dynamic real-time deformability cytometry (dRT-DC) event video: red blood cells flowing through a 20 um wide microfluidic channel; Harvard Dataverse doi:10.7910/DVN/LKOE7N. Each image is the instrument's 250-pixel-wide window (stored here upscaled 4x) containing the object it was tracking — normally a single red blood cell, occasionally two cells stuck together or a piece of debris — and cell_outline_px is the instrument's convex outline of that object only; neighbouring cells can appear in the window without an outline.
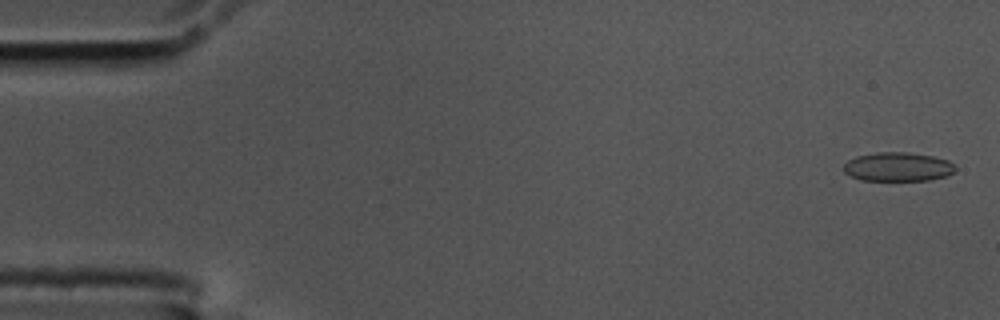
{"species": "common noctule bat (a hibernating species)", "species_latin": "Nyctalus noctula", "temperature_condition": "cold", "stored_images_in_passage": 56, "camera_frame_rate_fps": 3000, "um_per_image_px": 0.085, "animal": {"sex": "male", "body_mass_g": 17.5, "forearm_length_mm": 52.3}, "frame": {"image": 1, "passage_image": 2, "time_ms": 0.333, "image_size_px": [1000, 320], "cell_outline_px": [[956, 168], [948, 176], [928, 180], [860, 180], [844, 172], [844, 164], [848, 160], [856, 156], [876, 152], [908, 152], [932, 156], [948, 160]], "centroid_in_image_um": [76.31, 14.17], "position_along_channel_um": 8.7, "area_um2": 18.79}}
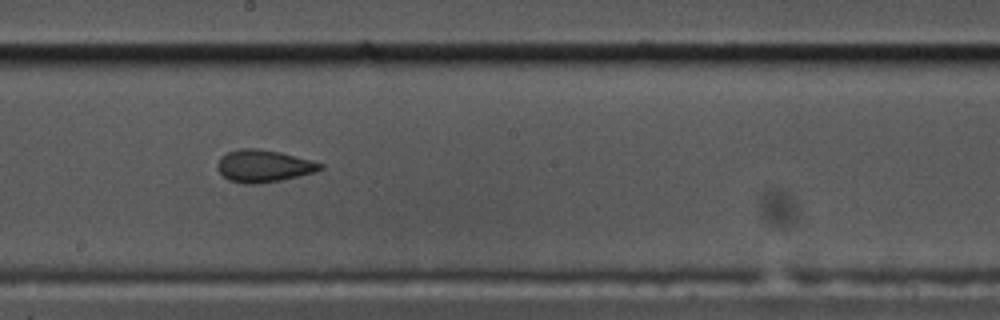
{"frame": {"image": 2, "passage_image": 31, "time_ms": 10.0, "image_size_px": [1000, 320], "cell_outline_px": [[324, 168], [316, 172], [280, 180], [256, 184], [244, 184], [228, 180], [216, 168], [216, 164], [220, 156], [228, 152], [240, 148], [256, 148], [280, 152], [312, 160], [324, 164]], "centroid_in_image_um": [22.4, 14.1], "position_along_channel_um": 225.8, "area_um2": 19.48}}
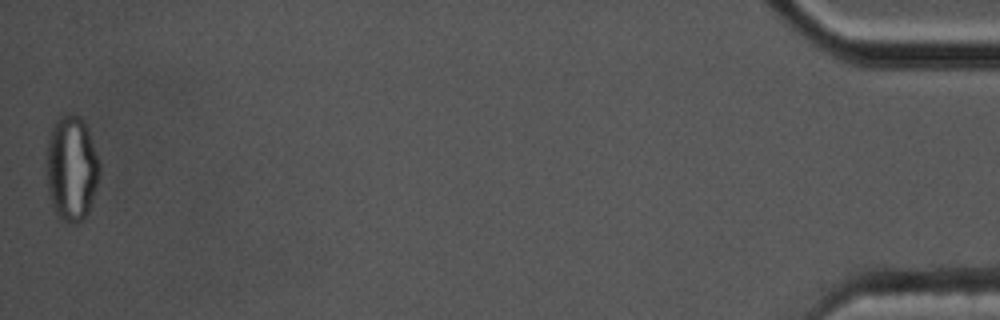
{"frame": {"image": 3, "passage_image": 56, "time_ms": 18.333, "image_size_px": [1000, 320], "cell_outline_px": [[100, 172], [92, 200], [88, 212], [76, 224], [68, 224], [60, 220], [52, 204], [48, 192], [48, 140], [52, 128], [56, 120], [60, 116], [80, 116], [84, 120], [100, 164]], "centroid_in_image_um": [6.09, 14.35], "position_along_channel_um": 429.1, "area_um2": 31.91}, "authors_computed_cell_mechanics": {"area_um2": 19.363, "velocity_mm_per_s": 3.5868, "shape_relaxation_time_tau1_ms": null, "shape_relaxation_time_tau2_ms": 1.2803, "deformation_change_tau1": null, "deformation_change_tau2": 0.0454}}